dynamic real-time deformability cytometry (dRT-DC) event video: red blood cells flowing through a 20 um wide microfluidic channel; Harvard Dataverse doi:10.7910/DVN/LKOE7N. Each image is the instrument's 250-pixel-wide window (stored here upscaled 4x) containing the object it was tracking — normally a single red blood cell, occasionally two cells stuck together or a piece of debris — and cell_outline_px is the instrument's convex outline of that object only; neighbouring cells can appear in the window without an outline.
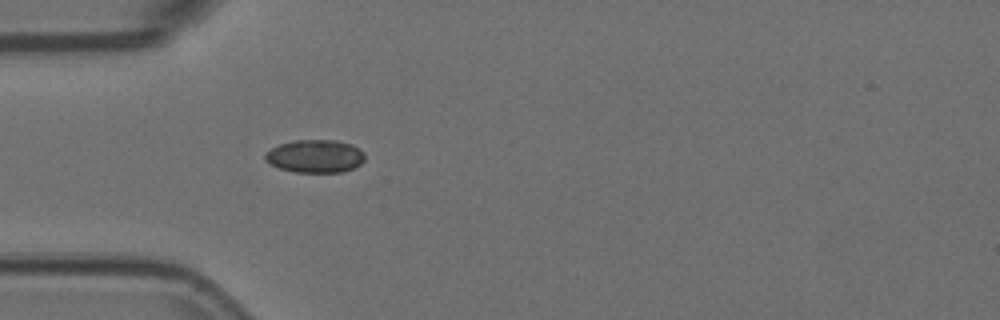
{"species": "Egyptian fruit bat (a non-hibernating species)", "species_latin": "Rousettus aegyptiacus", "temperature_condition": "room temperature", "stored_images_in_passage": 32, "camera_frame_rate_fps": 3000, "um_per_image_px": 0.085, "animal": {"sex": "female"}, "frame": {"image": 1, "passage_image": 1, "time_ms": 0.0, "image_size_px": [1000, 320], "cell_outline_px": [[364, 160], [360, 164], [352, 168], [340, 172], [296, 172], [280, 168], [268, 164], [264, 160], [264, 156], [272, 148], [280, 144], [292, 140], [336, 140], [352, 144], [360, 148], [364, 152]], "centroid_in_image_um": [26.79, 13.27], "position_along_channel_um": 58.2, "area_um2": 19.19}}
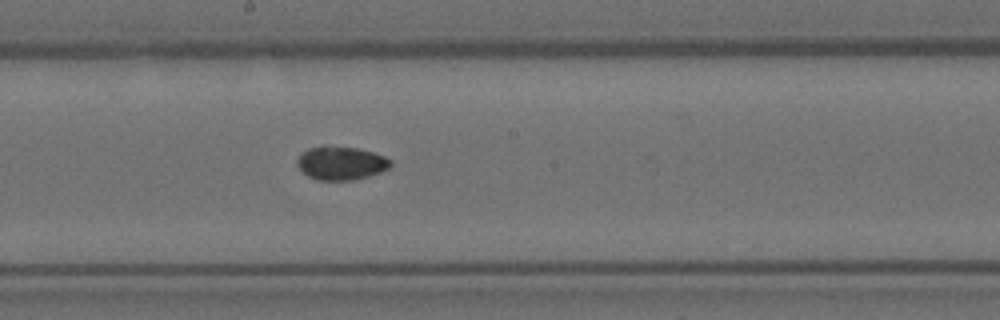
{"frame": {"image": 2, "passage_image": 14, "time_ms": 4.333, "image_size_px": [1000, 320], "cell_outline_px": [[392, 164], [388, 168], [380, 172], [368, 176], [352, 180], [316, 180], [308, 176], [296, 164], [296, 160], [308, 148], [356, 148], [372, 152], [384, 156], [392, 160]], "centroid_in_image_um": [29.01, 13.9], "position_along_channel_um": 219.2, "area_um2": 17.63}}
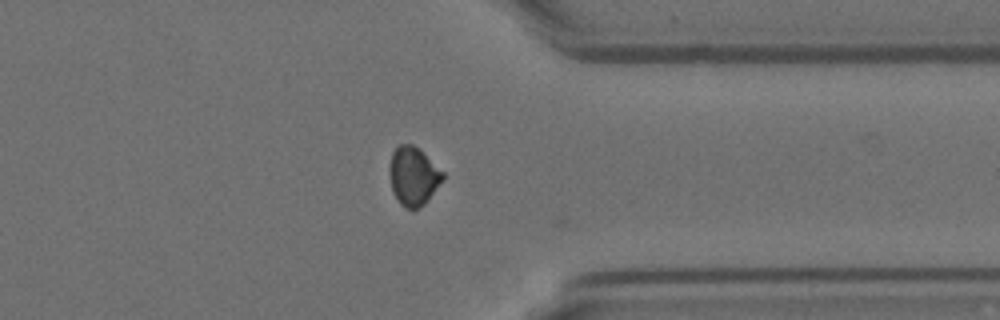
{"frame": {"image": 3, "passage_image": 27, "time_ms": 8.667, "image_size_px": [1000, 320], "cell_outline_px": [[444, 180], [424, 204], [420, 208], [404, 208], [400, 204], [392, 192], [392, 152], [400, 144], [412, 144], [444, 172]], "centroid_in_image_um": [35.18, 15.01], "position_along_channel_um": 376.2, "area_um2": 17.57}, "authors_computed_cell_mechanics": {"area_um2": 18.2648, "velocity_mm_per_s": 3.7679, "shape_relaxation_time_tau1_ms": null, "shape_relaxation_time_tau2_ms": 4.1741, "deformation_change_tau1": null, "deformation_change_tau2": 0.0556}}